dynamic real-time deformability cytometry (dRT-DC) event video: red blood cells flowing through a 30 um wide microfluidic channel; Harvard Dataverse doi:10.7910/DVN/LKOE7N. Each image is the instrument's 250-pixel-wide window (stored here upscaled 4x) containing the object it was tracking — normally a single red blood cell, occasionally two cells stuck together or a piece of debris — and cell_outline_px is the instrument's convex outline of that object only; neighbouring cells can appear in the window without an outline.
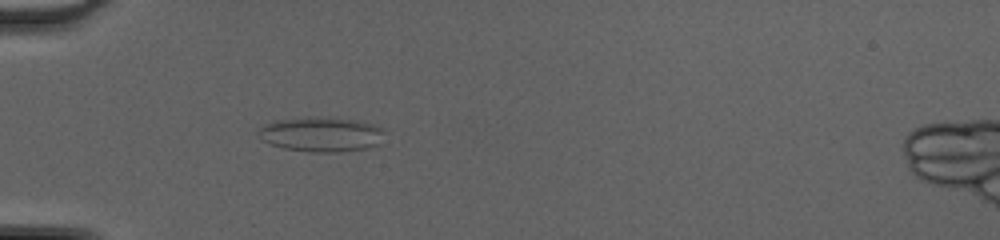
{"species": "common noctule bat (a hibernating species)", "species_latin": "Nyctalus noctula", "temperature_condition": "cold", "stored_images_in_passage": 49, "camera_frame_rate_fps": 3000, "um_per_image_px": 0.085, "animal": {"sex": "female", "body_mass_g": 20.0, "forearm_length_mm": 54.0}, "frame": {"image": 1, "passage_image": 17, "time_ms": 5.333, "image_size_px": [1000, 240], "cell_outline_px": [[384, 128], [380, 144], [364, 148], [340, 152], [312, 152], [284, 148], [272, 144], [264, 140], [256, 132], [260, 124], [276, 120], [316, 116], [360, 120], [376, 124]], "centroid_in_image_um": [27.31, 11.39], "position_along_channel_um": 57.7, "area_um2": 25.84}}
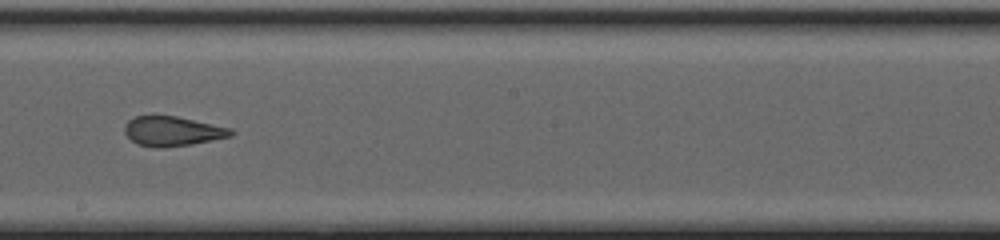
{"frame": {"image": 2, "passage_image": 30, "time_ms": 9.667, "image_size_px": [1000, 240], "cell_outline_px": [[236, 132], [232, 136], [192, 144], [160, 148], [136, 144], [124, 132], [124, 124], [128, 120], [136, 116], [152, 112], [176, 116], [232, 128]], "centroid_in_image_um": [14.63, 11.11], "position_along_channel_um": 233.6, "area_um2": 18.96}}
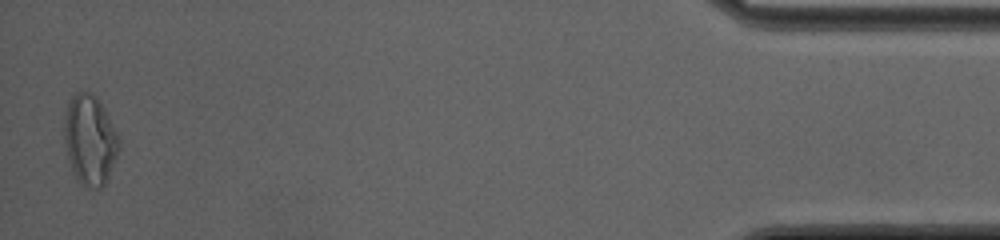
{"frame": {"image": 3, "passage_image": 49, "time_ms": 16.0, "image_size_px": [1000, 240], "cell_outline_px": [[120, 144], [116, 156], [108, 176], [104, 184], [100, 188], [92, 188], [84, 184], [76, 176], [72, 168], [68, 156], [64, 136], [64, 120], [68, 100], [76, 92], [92, 92], [96, 96], [104, 108], [120, 140]], "centroid_in_image_um": [7.64, 11.83], "position_along_channel_um": 427.6, "area_um2": 28.09}, "authors_computed_cell_mechanics": {"area_um2": 22.3108, "velocity_mm_per_s": 4.3035, "shape_relaxation_time_tau1_ms": null, "shape_relaxation_time_tau2_ms": 1.3203, "deformation_change_tau1": null, "deformation_change_tau2": 0.084}}